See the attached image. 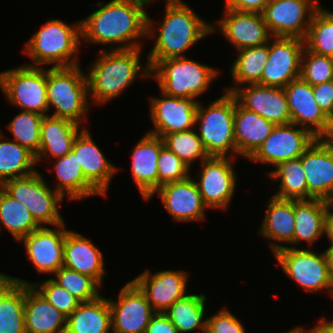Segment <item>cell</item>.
<instances>
[{
	"mask_svg": "<svg viewBox=\"0 0 333 333\" xmlns=\"http://www.w3.org/2000/svg\"><path fill=\"white\" fill-rule=\"evenodd\" d=\"M56 278H51L59 286L66 289L81 303L97 299L101 294V285L91 276L68 269L64 266L54 273Z\"/></svg>",
	"mask_w": 333,
	"mask_h": 333,
	"instance_id": "43",
	"label": "cell"
},
{
	"mask_svg": "<svg viewBox=\"0 0 333 333\" xmlns=\"http://www.w3.org/2000/svg\"><path fill=\"white\" fill-rule=\"evenodd\" d=\"M284 273L308 292L326 290L333 298V286L324 251L284 247L274 253ZM333 300V299H332Z\"/></svg>",
	"mask_w": 333,
	"mask_h": 333,
	"instance_id": "10",
	"label": "cell"
},
{
	"mask_svg": "<svg viewBox=\"0 0 333 333\" xmlns=\"http://www.w3.org/2000/svg\"><path fill=\"white\" fill-rule=\"evenodd\" d=\"M195 128L167 134L163 137L164 145L175 153L190 168L193 161H202L209 158Z\"/></svg>",
	"mask_w": 333,
	"mask_h": 333,
	"instance_id": "42",
	"label": "cell"
},
{
	"mask_svg": "<svg viewBox=\"0 0 333 333\" xmlns=\"http://www.w3.org/2000/svg\"><path fill=\"white\" fill-rule=\"evenodd\" d=\"M274 127L273 122L242 107L235 98L234 137L238 157L249 159Z\"/></svg>",
	"mask_w": 333,
	"mask_h": 333,
	"instance_id": "30",
	"label": "cell"
},
{
	"mask_svg": "<svg viewBox=\"0 0 333 333\" xmlns=\"http://www.w3.org/2000/svg\"><path fill=\"white\" fill-rule=\"evenodd\" d=\"M189 273L182 270H162L151 274L146 269L133 281L144 292L155 312H165L187 294Z\"/></svg>",
	"mask_w": 333,
	"mask_h": 333,
	"instance_id": "21",
	"label": "cell"
},
{
	"mask_svg": "<svg viewBox=\"0 0 333 333\" xmlns=\"http://www.w3.org/2000/svg\"><path fill=\"white\" fill-rule=\"evenodd\" d=\"M232 161L235 158L209 157L200 163L195 182L207 209L226 210L230 205L238 180Z\"/></svg>",
	"mask_w": 333,
	"mask_h": 333,
	"instance_id": "12",
	"label": "cell"
},
{
	"mask_svg": "<svg viewBox=\"0 0 333 333\" xmlns=\"http://www.w3.org/2000/svg\"><path fill=\"white\" fill-rule=\"evenodd\" d=\"M208 104L203 107L202 103L198 102L195 116V127L207 154L209 157L236 158L235 96L224 91L221 97Z\"/></svg>",
	"mask_w": 333,
	"mask_h": 333,
	"instance_id": "5",
	"label": "cell"
},
{
	"mask_svg": "<svg viewBox=\"0 0 333 333\" xmlns=\"http://www.w3.org/2000/svg\"><path fill=\"white\" fill-rule=\"evenodd\" d=\"M1 225L5 226L16 242L40 227L27 207L0 187V231L3 228Z\"/></svg>",
	"mask_w": 333,
	"mask_h": 333,
	"instance_id": "39",
	"label": "cell"
},
{
	"mask_svg": "<svg viewBox=\"0 0 333 333\" xmlns=\"http://www.w3.org/2000/svg\"><path fill=\"white\" fill-rule=\"evenodd\" d=\"M316 139L310 131L296 124L275 125L248 160L275 167L281 162L300 158Z\"/></svg>",
	"mask_w": 333,
	"mask_h": 333,
	"instance_id": "14",
	"label": "cell"
},
{
	"mask_svg": "<svg viewBox=\"0 0 333 333\" xmlns=\"http://www.w3.org/2000/svg\"><path fill=\"white\" fill-rule=\"evenodd\" d=\"M72 150L85 178L105 197L118 168L106 158L86 127L77 135Z\"/></svg>",
	"mask_w": 333,
	"mask_h": 333,
	"instance_id": "25",
	"label": "cell"
},
{
	"mask_svg": "<svg viewBox=\"0 0 333 333\" xmlns=\"http://www.w3.org/2000/svg\"><path fill=\"white\" fill-rule=\"evenodd\" d=\"M331 204L320 199L294 200L293 248H297L302 241L312 247L316 240L325 235L326 212Z\"/></svg>",
	"mask_w": 333,
	"mask_h": 333,
	"instance_id": "33",
	"label": "cell"
},
{
	"mask_svg": "<svg viewBox=\"0 0 333 333\" xmlns=\"http://www.w3.org/2000/svg\"><path fill=\"white\" fill-rule=\"evenodd\" d=\"M158 194L162 204L177 222L201 221L206 217L204 204L195 179L188 178L160 186L148 199Z\"/></svg>",
	"mask_w": 333,
	"mask_h": 333,
	"instance_id": "23",
	"label": "cell"
},
{
	"mask_svg": "<svg viewBox=\"0 0 333 333\" xmlns=\"http://www.w3.org/2000/svg\"><path fill=\"white\" fill-rule=\"evenodd\" d=\"M114 333H145L155 311L144 292L133 281H128L118 294V300L108 298Z\"/></svg>",
	"mask_w": 333,
	"mask_h": 333,
	"instance_id": "15",
	"label": "cell"
},
{
	"mask_svg": "<svg viewBox=\"0 0 333 333\" xmlns=\"http://www.w3.org/2000/svg\"><path fill=\"white\" fill-rule=\"evenodd\" d=\"M25 283L31 282L3 273L0 275V333H26Z\"/></svg>",
	"mask_w": 333,
	"mask_h": 333,
	"instance_id": "31",
	"label": "cell"
},
{
	"mask_svg": "<svg viewBox=\"0 0 333 333\" xmlns=\"http://www.w3.org/2000/svg\"><path fill=\"white\" fill-rule=\"evenodd\" d=\"M43 115L20 111L7 125L13 134V141L26 147L35 156L40 151V128Z\"/></svg>",
	"mask_w": 333,
	"mask_h": 333,
	"instance_id": "41",
	"label": "cell"
},
{
	"mask_svg": "<svg viewBox=\"0 0 333 333\" xmlns=\"http://www.w3.org/2000/svg\"><path fill=\"white\" fill-rule=\"evenodd\" d=\"M333 203L328 207L325 218V234L333 245Z\"/></svg>",
	"mask_w": 333,
	"mask_h": 333,
	"instance_id": "51",
	"label": "cell"
},
{
	"mask_svg": "<svg viewBox=\"0 0 333 333\" xmlns=\"http://www.w3.org/2000/svg\"><path fill=\"white\" fill-rule=\"evenodd\" d=\"M141 49L100 51L97 59L91 65L90 72L86 74L88 82V95L92 103L105 104L125 92V89L136 80L137 76L149 79L150 67L145 63L142 66ZM143 68H142V67Z\"/></svg>",
	"mask_w": 333,
	"mask_h": 333,
	"instance_id": "3",
	"label": "cell"
},
{
	"mask_svg": "<svg viewBox=\"0 0 333 333\" xmlns=\"http://www.w3.org/2000/svg\"><path fill=\"white\" fill-rule=\"evenodd\" d=\"M150 99V118L155 126L147 131L163 138L167 134L193 129L199 100L179 98L162 93Z\"/></svg>",
	"mask_w": 333,
	"mask_h": 333,
	"instance_id": "18",
	"label": "cell"
},
{
	"mask_svg": "<svg viewBox=\"0 0 333 333\" xmlns=\"http://www.w3.org/2000/svg\"><path fill=\"white\" fill-rule=\"evenodd\" d=\"M165 4L164 19L159 26L147 15V38L156 39L146 57L150 70L160 60L186 57L187 49L211 35V23L198 16L188 4L182 0H165Z\"/></svg>",
	"mask_w": 333,
	"mask_h": 333,
	"instance_id": "2",
	"label": "cell"
},
{
	"mask_svg": "<svg viewBox=\"0 0 333 333\" xmlns=\"http://www.w3.org/2000/svg\"><path fill=\"white\" fill-rule=\"evenodd\" d=\"M232 94L242 107L257 113L275 125L291 123L284 88L247 84V86L237 87Z\"/></svg>",
	"mask_w": 333,
	"mask_h": 333,
	"instance_id": "22",
	"label": "cell"
},
{
	"mask_svg": "<svg viewBox=\"0 0 333 333\" xmlns=\"http://www.w3.org/2000/svg\"><path fill=\"white\" fill-rule=\"evenodd\" d=\"M328 139H333V114L329 117Z\"/></svg>",
	"mask_w": 333,
	"mask_h": 333,
	"instance_id": "55",
	"label": "cell"
},
{
	"mask_svg": "<svg viewBox=\"0 0 333 333\" xmlns=\"http://www.w3.org/2000/svg\"><path fill=\"white\" fill-rule=\"evenodd\" d=\"M44 179L36 170L28 176L8 180L0 187L27 207L40 226L65 223L58 209L64 197L50 188Z\"/></svg>",
	"mask_w": 333,
	"mask_h": 333,
	"instance_id": "8",
	"label": "cell"
},
{
	"mask_svg": "<svg viewBox=\"0 0 333 333\" xmlns=\"http://www.w3.org/2000/svg\"><path fill=\"white\" fill-rule=\"evenodd\" d=\"M24 317L26 333L66 331L67 317L27 283H25Z\"/></svg>",
	"mask_w": 333,
	"mask_h": 333,
	"instance_id": "29",
	"label": "cell"
},
{
	"mask_svg": "<svg viewBox=\"0 0 333 333\" xmlns=\"http://www.w3.org/2000/svg\"><path fill=\"white\" fill-rule=\"evenodd\" d=\"M164 146L163 138L146 132L131 150V175L144 200L159 188L158 156Z\"/></svg>",
	"mask_w": 333,
	"mask_h": 333,
	"instance_id": "24",
	"label": "cell"
},
{
	"mask_svg": "<svg viewBox=\"0 0 333 333\" xmlns=\"http://www.w3.org/2000/svg\"><path fill=\"white\" fill-rule=\"evenodd\" d=\"M320 6L316 0H270L262 14L272 36L304 40Z\"/></svg>",
	"mask_w": 333,
	"mask_h": 333,
	"instance_id": "11",
	"label": "cell"
},
{
	"mask_svg": "<svg viewBox=\"0 0 333 333\" xmlns=\"http://www.w3.org/2000/svg\"><path fill=\"white\" fill-rule=\"evenodd\" d=\"M111 311L108 298L82 302L67 317L65 333H111Z\"/></svg>",
	"mask_w": 333,
	"mask_h": 333,
	"instance_id": "34",
	"label": "cell"
},
{
	"mask_svg": "<svg viewBox=\"0 0 333 333\" xmlns=\"http://www.w3.org/2000/svg\"><path fill=\"white\" fill-rule=\"evenodd\" d=\"M207 298L204 294H187L177 300L171 307L163 312L178 329L179 333L207 331V318L205 319ZM197 330V331H196Z\"/></svg>",
	"mask_w": 333,
	"mask_h": 333,
	"instance_id": "35",
	"label": "cell"
},
{
	"mask_svg": "<svg viewBox=\"0 0 333 333\" xmlns=\"http://www.w3.org/2000/svg\"><path fill=\"white\" fill-rule=\"evenodd\" d=\"M291 123L310 131L316 138L328 139L329 117L314 98L313 88L300 77L284 88Z\"/></svg>",
	"mask_w": 333,
	"mask_h": 333,
	"instance_id": "19",
	"label": "cell"
},
{
	"mask_svg": "<svg viewBox=\"0 0 333 333\" xmlns=\"http://www.w3.org/2000/svg\"><path fill=\"white\" fill-rule=\"evenodd\" d=\"M224 16L211 24V34L220 31L236 50L266 44L273 37L263 14L224 9Z\"/></svg>",
	"mask_w": 333,
	"mask_h": 333,
	"instance_id": "17",
	"label": "cell"
},
{
	"mask_svg": "<svg viewBox=\"0 0 333 333\" xmlns=\"http://www.w3.org/2000/svg\"><path fill=\"white\" fill-rule=\"evenodd\" d=\"M218 70L186 57L160 60L151 70L160 92L179 98H194L207 92ZM154 74V75H153Z\"/></svg>",
	"mask_w": 333,
	"mask_h": 333,
	"instance_id": "7",
	"label": "cell"
},
{
	"mask_svg": "<svg viewBox=\"0 0 333 333\" xmlns=\"http://www.w3.org/2000/svg\"><path fill=\"white\" fill-rule=\"evenodd\" d=\"M63 266L94 278L101 286L105 275L103 254L92 241L68 230L64 241Z\"/></svg>",
	"mask_w": 333,
	"mask_h": 333,
	"instance_id": "26",
	"label": "cell"
},
{
	"mask_svg": "<svg viewBox=\"0 0 333 333\" xmlns=\"http://www.w3.org/2000/svg\"><path fill=\"white\" fill-rule=\"evenodd\" d=\"M65 118L43 116L40 128V151L35 156L36 164L43 157L57 158L67 155L73 148L77 135L85 128Z\"/></svg>",
	"mask_w": 333,
	"mask_h": 333,
	"instance_id": "28",
	"label": "cell"
},
{
	"mask_svg": "<svg viewBox=\"0 0 333 333\" xmlns=\"http://www.w3.org/2000/svg\"><path fill=\"white\" fill-rule=\"evenodd\" d=\"M0 132V186L11 179L24 177L35 172V155L15 141L6 140ZM4 139V141L2 140Z\"/></svg>",
	"mask_w": 333,
	"mask_h": 333,
	"instance_id": "38",
	"label": "cell"
},
{
	"mask_svg": "<svg viewBox=\"0 0 333 333\" xmlns=\"http://www.w3.org/2000/svg\"><path fill=\"white\" fill-rule=\"evenodd\" d=\"M326 259H327V264H328V272L330 276V280L333 286V245H330L327 247V249L324 251Z\"/></svg>",
	"mask_w": 333,
	"mask_h": 333,
	"instance_id": "53",
	"label": "cell"
},
{
	"mask_svg": "<svg viewBox=\"0 0 333 333\" xmlns=\"http://www.w3.org/2000/svg\"><path fill=\"white\" fill-rule=\"evenodd\" d=\"M282 333H312V328L305 329L302 326L301 327L297 326L287 332H282Z\"/></svg>",
	"mask_w": 333,
	"mask_h": 333,
	"instance_id": "54",
	"label": "cell"
},
{
	"mask_svg": "<svg viewBox=\"0 0 333 333\" xmlns=\"http://www.w3.org/2000/svg\"><path fill=\"white\" fill-rule=\"evenodd\" d=\"M304 42L316 54L333 56V12L321 6L316 10Z\"/></svg>",
	"mask_w": 333,
	"mask_h": 333,
	"instance_id": "40",
	"label": "cell"
},
{
	"mask_svg": "<svg viewBox=\"0 0 333 333\" xmlns=\"http://www.w3.org/2000/svg\"><path fill=\"white\" fill-rule=\"evenodd\" d=\"M145 333H179V331L163 312H156L149 321Z\"/></svg>",
	"mask_w": 333,
	"mask_h": 333,
	"instance_id": "50",
	"label": "cell"
},
{
	"mask_svg": "<svg viewBox=\"0 0 333 333\" xmlns=\"http://www.w3.org/2000/svg\"><path fill=\"white\" fill-rule=\"evenodd\" d=\"M157 166L159 187L166 183L184 180L191 175L190 167L166 146L160 150Z\"/></svg>",
	"mask_w": 333,
	"mask_h": 333,
	"instance_id": "46",
	"label": "cell"
},
{
	"mask_svg": "<svg viewBox=\"0 0 333 333\" xmlns=\"http://www.w3.org/2000/svg\"><path fill=\"white\" fill-rule=\"evenodd\" d=\"M149 0H111L98 2L96 11L81 21V39L89 44L112 45L110 50L142 48L138 39L147 37Z\"/></svg>",
	"mask_w": 333,
	"mask_h": 333,
	"instance_id": "1",
	"label": "cell"
},
{
	"mask_svg": "<svg viewBox=\"0 0 333 333\" xmlns=\"http://www.w3.org/2000/svg\"><path fill=\"white\" fill-rule=\"evenodd\" d=\"M89 101L87 77L80 65L47 69L48 112L55 108L51 116L82 126L89 113Z\"/></svg>",
	"mask_w": 333,
	"mask_h": 333,
	"instance_id": "6",
	"label": "cell"
},
{
	"mask_svg": "<svg viewBox=\"0 0 333 333\" xmlns=\"http://www.w3.org/2000/svg\"><path fill=\"white\" fill-rule=\"evenodd\" d=\"M0 88L8 102L22 111L49 115L47 114V69L44 67L24 64L0 72Z\"/></svg>",
	"mask_w": 333,
	"mask_h": 333,
	"instance_id": "9",
	"label": "cell"
},
{
	"mask_svg": "<svg viewBox=\"0 0 333 333\" xmlns=\"http://www.w3.org/2000/svg\"><path fill=\"white\" fill-rule=\"evenodd\" d=\"M304 48L303 39L273 36L269 41L267 62L257 84L285 88L289 82L299 78Z\"/></svg>",
	"mask_w": 333,
	"mask_h": 333,
	"instance_id": "13",
	"label": "cell"
},
{
	"mask_svg": "<svg viewBox=\"0 0 333 333\" xmlns=\"http://www.w3.org/2000/svg\"><path fill=\"white\" fill-rule=\"evenodd\" d=\"M300 78L311 86L333 80V58L319 55L306 47L301 57Z\"/></svg>",
	"mask_w": 333,
	"mask_h": 333,
	"instance_id": "44",
	"label": "cell"
},
{
	"mask_svg": "<svg viewBox=\"0 0 333 333\" xmlns=\"http://www.w3.org/2000/svg\"><path fill=\"white\" fill-rule=\"evenodd\" d=\"M308 187V200L333 203V139L317 138L300 157Z\"/></svg>",
	"mask_w": 333,
	"mask_h": 333,
	"instance_id": "16",
	"label": "cell"
},
{
	"mask_svg": "<svg viewBox=\"0 0 333 333\" xmlns=\"http://www.w3.org/2000/svg\"><path fill=\"white\" fill-rule=\"evenodd\" d=\"M272 181L280 180L279 190L273 196L281 199L308 200L306 175L301 158L287 160L266 173Z\"/></svg>",
	"mask_w": 333,
	"mask_h": 333,
	"instance_id": "37",
	"label": "cell"
},
{
	"mask_svg": "<svg viewBox=\"0 0 333 333\" xmlns=\"http://www.w3.org/2000/svg\"><path fill=\"white\" fill-rule=\"evenodd\" d=\"M270 0H225L224 8L241 12L263 13Z\"/></svg>",
	"mask_w": 333,
	"mask_h": 333,
	"instance_id": "49",
	"label": "cell"
},
{
	"mask_svg": "<svg viewBox=\"0 0 333 333\" xmlns=\"http://www.w3.org/2000/svg\"><path fill=\"white\" fill-rule=\"evenodd\" d=\"M266 208L265 217L258 232L261 234L260 236L271 240L268 244H270L273 253L284 247L293 248L295 231L294 199H281L272 195ZM280 242L281 244L288 243L290 246L281 245Z\"/></svg>",
	"mask_w": 333,
	"mask_h": 333,
	"instance_id": "27",
	"label": "cell"
},
{
	"mask_svg": "<svg viewBox=\"0 0 333 333\" xmlns=\"http://www.w3.org/2000/svg\"><path fill=\"white\" fill-rule=\"evenodd\" d=\"M81 41V21L71 26L50 18L24 43L22 52L34 62L25 64L33 67L51 64V68L80 65L77 51L80 50Z\"/></svg>",
	"mask_w": 333,
	"mask_h": 333,
	"instance_id": "4",
	"label": "cell"
},
{
	"mask_svg": "<svg viewBox=\"0 0 333 333\" xmlns=\"http://www.w3.org/2000/svg\"><path fill=\"white\" fill-rule=\"evenodd\" d=\"M321 318L312 328V333H333V321H327L324 316Z\"/></svg>",
	"mask_w": 333,
	"mask_h": 333,
	"instance_id": "52",
	"label": "cell"
},
{
	"mask_svg": "<svg viewBox=\"0 0 333 333\" xmlns=\"http://www.w3.org/2000/svg\"><path fill=\"white\" fill-rule=\"evenodd\" d=\"M50 304L68 317L79 305L80 301L59 286L51 278L42 283H30Z\"/></svg>",
	"mask_w": 333,
	"mask_h": 333,
	"instance_id": "45",
	"label": "cell"
},
{
	"mask_svg": "<svg viewBox=\"0 0 333 333\" xmlns=\"http://www.w3.org/2000/svg\"><path fill=\"white\" fill-rule=\"evenodd\" d=\"M53 170L57 183L54 190L63 197L68 196L70 200H81L87 197L103 196L84 176L82 167L77 161V156L73 150L67 155L57 158L54 162Z\"/></svg>",
	"mask_w": 333,
	"mask_h": 333,
	"instance_id": "32",
	"label": "cell"
},
{
	"mask_svg": "<svg viewBox=\"0 0 333 333\" xmlns=\"http://www.w3.org/2000/svg\"><path fill=\"white\" fill-rule=\"evenodd\" d=\"M241 321L226 309L221 308L217 313L207 318L206 333H245Z\"/></svg>",
	"mask_w": 333,
	"mask_h": 333,
	"instance_id": "47",
	"label": "cell"
},
{
	"mask_svg": "<svg viewBox=\"0 0 333 333\" xmlns=\"http://www.w3.org/2000/svg\"><path fill=\"white\" fill-rule=\"evenodd\" d=\"M65 223L55 225L54 229L40 226L32 233L24 236L26 254L37 269V272L54 274L63 266V250L66 237Z\"/></svg>",
	"mask_w": 333,
	"mask_h": 333,
	"instance_id": "20",
	"label": "cell"
},
{
	"mask_svg": "<svg viewBox=\"0 0 333 333\" xmlns=\"http://www.w3.org/2000/svg\"><path fill=\"white\" fill-rule=\"evenodd\" d=\"M268 55L269 42L238 50V56L230 67L231 78H233L235 84L224 90L232 93L243 84H257L261 80Z\"/></svg>",
	"mask_w": 333,
	"mask_h": 333,
	"instance_id": "36",
	"label": "cell"
},
{
	"mask_svg": "<svg viewBox=\"0 0 333 333\" xmlns=\"http://www.w3.org/2000/svg\"><path fill=\"white\" fill-rule=\"evenodd\" d=\"M312 88L316 103L330 117L333 114V80L314 85Z\"/></svg>",
	"mask_w": 333,
	"mask_h": 333,
	"instance_id": "48",
	"label": "cell"
}]
</instances>
